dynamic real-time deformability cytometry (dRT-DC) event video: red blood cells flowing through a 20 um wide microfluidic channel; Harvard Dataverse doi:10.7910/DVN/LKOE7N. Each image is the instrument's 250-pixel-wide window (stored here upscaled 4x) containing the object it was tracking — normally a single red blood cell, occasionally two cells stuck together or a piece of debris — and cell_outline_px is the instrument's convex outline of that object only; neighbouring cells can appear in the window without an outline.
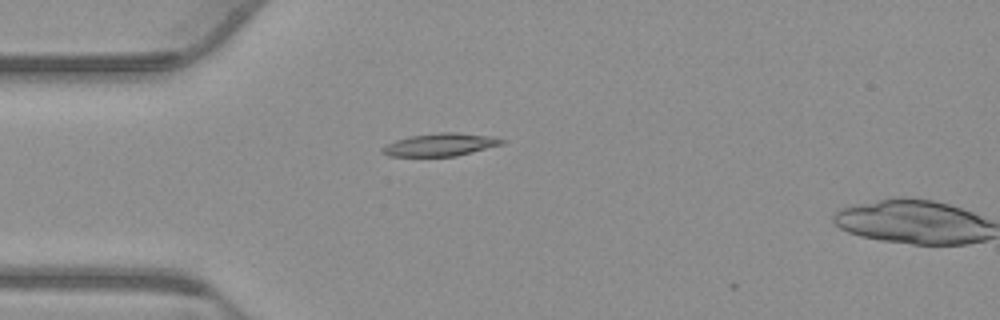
{"species": "common noctule bat (a hibernating species)", "species_latin": "Nyctalus noctula", "temperature_condition": "warm", "stored_images_in_passage": 2, "camera_frame_rate_fps": 3000, "um_per_image_px": 0.085, "animal": {"sex": "male", "body_mass_g": 23.1, "forearm_length_mm": 52.7}, "frame": {"image": 1, "passage_image": 1, "time_ms": 0.0, "image_size_px": [1000, 320], "cell_outline_px": [[504, 144], [456, 156], [388, 156], [380, 152], [380, 148], [396, 140], [412, 136], [440, 132], [456, 132], [492, 136], [504, 140]], "centroid_in_image_um": [37.43, 12.3], "position_along_channel_um": 47.6, "area_um2": 15.78}}